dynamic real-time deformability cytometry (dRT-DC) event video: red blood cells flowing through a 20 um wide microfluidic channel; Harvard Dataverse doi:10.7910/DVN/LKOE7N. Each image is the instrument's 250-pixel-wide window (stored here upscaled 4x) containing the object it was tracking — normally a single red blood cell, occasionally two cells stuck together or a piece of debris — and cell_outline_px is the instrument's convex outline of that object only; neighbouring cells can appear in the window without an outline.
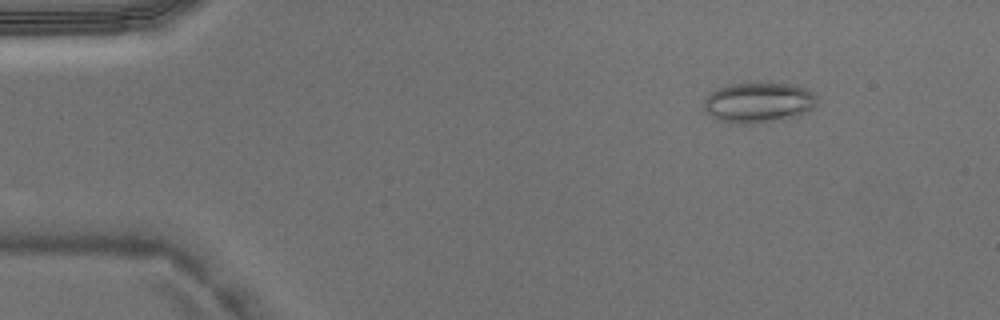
{"species": "Egyptian fruit bat (a non-hibernating species)", "species_latin": "Rousettus aegyptiacus", "temperature_condition": "warm", "stored_images_in_passage": 4, "camera_frame_rate_fps": 3000, "um_per_image_px": 0.085, "animal": {"sex": "male"}, "frame": {"image": 1, "passage_image": 4, "time_ms": 1.0, "image_size_px": [1000, 320], "cell_outline_px": [[816, 104], [812, 108], [796, 116], [752, 124], [736, 124], [720, 120], [704, 112], [704, 100], [716, 88], [728, 84], [792, 84], [804, 88], [812, 92], [816, 96]], "centroid_in_image_um": [64.43, 8.72], "position_along_channel_um": 20.6, "area_um2": 26.18}}